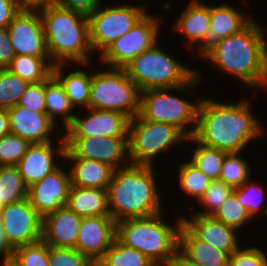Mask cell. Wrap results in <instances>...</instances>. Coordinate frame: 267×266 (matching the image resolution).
<instances>
[{
  "instance_id": "1",
  "label": "cell",
  "mask_w": 267,
  "mask_h": 266,
  "mask_svg": "<svg viewBox=\"0 0 267 266\" xmlns=\"http://www.w3.org/2000/svg\"><path fill=\"white\" fill-rule=\"evenodd\" d=\"M247 99L238 103L201 98L193 137L199 142L227 153L244 151L247 144L263 134Z\"/></svg>"
},
{
  "instance_id": "2",
  "label": "cell",
  "mask_w": 267,
  "mask_h": 266,
  "mask_svg": "<svg viewBox=\"0 0 267 266\" xmlns=\"http://www.w3.org/2000/svg\"><path fill=\"white\" fill-rule=\"evenodd\" d=\"M262 26L252 20L234 35L210 44L199 56L231 74L249 88L267 89V38Z\"/></svg>"
},
{
  "instance_id": "3",
  "label": "cell",
  "mask_w": 267,
  "mask_h": 266,
  "mask_svg": "<svg viewBox=\"0 0 267 266\" xmlns=\"http://www.w3.org/2000/svg\"><path fill=\"white\" fill-rule=\"evenodd\" d=\"M153 165L128 164L114 169L107 188L108 209L116 221L163 213Z\"/></svg>"
},
{
  "instance_id": "4",
  "label": "cell",
  "mask_w": 267,
  "mask_h": 266,
  "mask_svg": "<svg viewBox=\"0 0 267 266\" xmlns=\"http://www.w3.org/2000/svg\"><path fill=\"white\" fill-rule=\"evenodd\" d=\"M36 9L42 19L46 48L52 63L89 65L92 48L88 16L54 3Z\"/></svg>"
},
{
  "instance_id": "5",
  "label": "cell",
  "mask_w": 267,
  "mask_h": 266,
  "mask_svg": "<svg viewBox=\"0 0 267 266\" xmlns=\"http://www.w3.org/2000/svg\"><path fill=\"white\" fill-rule=\"evenodd\" d=\"M162 214L116 222V238L146 255L157 266H170L178 251L182 218L174 226L167 224Z\"/></svg>"
},
{
  "instance_id": "6",
  "label": "cell",
  "mask_w": 267,
  "mask_h": 266,
  "mask_svg": "<svg viewBox=\"0 0 267 266\" xmlns=\"http://www.w3.org/2000/svg\"><path fill=\"white\" fill-rule=\"evenodd\" d=\"M158 44L155 43L124 67L128 77L141 92L179 87L189 83L197 75L196 70L178 62Z\"/></svg>"
},
{
  "instance_id": "7",
  "label": "cell",
  "mask_w": 267,
  "mask_h": 266,
  "mask_svg": "<svg viewBox=\"0 0 267 266\" xmlns=\"http://www.w3.org/2000/svg\"><path fill=\"white\" fill-rule=\"evenodd\" d=\"M201 78L202 76L198 71L197 75L189 83L179 87L142 91L139 115L148 121L172 124L179 128L187 137L193 136L197 126L201 98L198 99L197 103L192 104V102L190 103L184 98L169 92L174 90L186 91L198 85L202 81ZM193 123L194 125H190ZM188 125L193 127L188 128Z\"/></svg>"
},
{
  "instance_id": "8",
  "label": "cell",
  "mask_w": 267,
  "mask_h": 266,
  "mask_svg": "<svg viewBox=\"0 0 267 266\" xmlns=\"http://www.w3.org/2000/svg\"><path fill=\"white\" fill-rule=\"evenodd\" d=\"M141 91L124 68L92 72L89 108L113 110L130 120L140 112Z\"/></svg>"
},
{
  "instance_id": "9",
  "label": "cell",
  "mask_w": 267,
  "mask_h": 266,
  "mask_svg": "<svg viewBox=\"0 0 267 266\" xmlns=\"http://www.w3.org/2000/svg\"><path fill=\"white\" fill-rule=\"evenodd\" d=\"M187 136L176 126L143 119L139 114L129 121L128 159L130 164L153 165V159Z\"/></svg>"
},
{
  "instance_id": "10",
  "label": "cell",
  "mask_w": 267,
  "mask_h": 266,
  "mask_svg": "<svg viewBox=\"0 0 267 266\" xmlns=\"http://www.w3.org/2000/svg\"><path fill=\"white\" fill-rule=\"evenodd\" d=\"M101 7L100 5L88 15L91 48L100 55L147 14L145 7L138 5Z\"/></svg>"
},
{
  "instance_id": "11",
  "label": "cell",
  "mask_w": 267,
  "mask_h": 266,
  "mask_svg": "<svg viewBox=\"0 0 267 266\" xmlns=\"http://www.w3.org/2000/svg\"><path fill=\"white\" fill-rule=\"evenodd\" d=\"M149 12L125 35L114 41L99 56L109 68H124L158 42L160 18Z\"/></svg>"
},
{
  "instance_id": "12",
  "label": "cell",
  "mask_w": 267,
  "mask_h": 266,
  "mask_svg": "<svg viewBox=\"0 0 267 266\" xmlns=\"http://www.w3.org/2000/svg\"><path fill=\"white\" fill-rule=\"evenodd\" d=\"M0 222L14 249L43 238V217L27 198L4 205L0 209Z\"/></svg>"
},
{
  "instance_id": "13",
  "label": "cell",
  "mask_w": 267,
  "mask_h": 266,
  "mask_svg": "<svg viewBox=\"0 0 267 266\" xmlns=\"http://www.w3.org/2000/svg\"><path fill=\"white\" fill-rule=\"evenodd\" d=\"M64 157H80L109 164L114 169L129 164L128 137H64Z\"/></svg>"
},
{
  "instance_id": "14",
  "label": "cell",
  "mask_w": 267,
  "mask_h": 266,
  "mask_svg": "<svg viewBox=\"0 0 267 266\" xmlns=\"http://www.w3.org/2000/svg\"><path fill=\"white\" fill-rule=\"evenodd\" d=\"M7 30L16 55L49 57L42 19L36 8H22Z\"/></svg>"
},
{
  "instance_id": "15",
  "label": "cell",
  "mask_w": 267,
  "mask_h": 266,
  "mask_svg": "<svg viewBox=\"0 0 267 266\" xmlns=\"http://www.w3.org/2000/svg\"><path fill=\"white\" fill-rule=\"evenodd\" d=\"M88 115L74 116L64 137H128L130 119L117 111L87 108Z\"/></svg>"
},
{
  "instance_id": "16",
  "label": "cell",
  "mask_w": 267,
  "mask_h": 266,
  "mask_svg": "<svg viewBox=\"0 0 267 266\" xmlns=\"http://www.w3.org/2000/svg\"><path fill=\"white\" fill-rule=\"evenodd\" d=\"M71 187L70 173L60 166L32 184L27 190V199L34 209L44 217L46 214L66 206Z\"/></svg>"
},
{
  "instance_id": "17",
  "label": "cell",
  "mask_w": 267,
  "mask_h": 266,
  "mask_svg": "<svg viewBox=\"0 0 267 266\" xmlns=\"http://www.w3.org/2000/svg\"><path fill=\"white\" fill-rule=\"evenodd\" d=\"M116 238V221L110 215L83 217L76 249L97 263Z\"/></svg>"
},
{
  "instance_id": "18",
  "label": "cell",
  "mask_w": 267,
  "mask_h": 266,
  "mask_svg": "<svg viewBox=\"0 0 267 266\" xmlns=\"http://www.w3.org/2000/svg\"><path fill=\"white\" fill-rule=\"evenodd\" d=\"M53 142L31 144L26 154L18 162L17 167L27 187L39 182L45 176L56 170L60 165L55 158L64 159L66 144L64 135L59 146L55 148ZM55 148V149H54Z\"/></svg>"
},
{
  "instance_id": "19",
  "label": "cell",
  "mask_w": 267,
  "mask_h": 266,
  "mask_svg": "<svg viewBox=\"0 0 267 266\" xmlns=\"http://www.w3.org/2000/svg\"><path fill=\"white\" fill-rule=\"evenodd\" d=\"M10 133L27 140L30 144H41L52 141L56 124L46 112H35L21 105L7 109Z\"/></svg>"
},
{
  "instance_id": "20",
  "label": "cell",
  "mask_w": 267,
  "mask_h": 266,
  "mask_svg": "<svg viewBox=\"0 0 267 266\" xmlns=\"http://www.w3.org/2000/svg\"><path fill=\"white\" fill-rule=\"evenodd\" d=\"M82 222L76 212L67 206L43 217V240L56 248H76L78 232Z\"/></svg>"
},
{
  "instance_id": "21",
  "label": "cell",
  "mask_w": 267,
  "mask_h": 266,
  "mask_svg": "<svg viewBox=\"0 0 267 266\" xmlns=\"http://www.w3.org/2000/svg\"><path fill=\"white\" fill-rule=\"evenodd\" d=\"M182 223L201 241L226 251L229 255L239 246L238 231L213 216L193 215ZM236 232V233H235Z\"/></svg>"
},
{
  "instance_id": "22",
  "label": "cell",
  "mask_w": 267,
  "mask_h": 266,
  "mask_svg": "<svg viewBox=\"0 0 267 266\" xmlns=\"http://www.w3.org/2000/svg\"><path fill=\"white\" fill-rule=\"evenodd\" d=\"M201 0H191L186 9L179 15L173 25L178 34L185 36L189 43L188 47L197 44L198 56L208 47V35L210 27V6L200 2Z\"/></svg>"
},
{
  "instance_id": "23",
  "label": "cell",
  "mask_w": 267,
  "mask_h": 266,
  "mask_svg": "<svg viewBox=\"0 0 267 266\" xmlns=\"http://www.w3.org/2000/svg\"><path fill=\"white\" fill-rule=\"evenodd\" d=\"M70 161L72 186L107 189L113 177L114 168L109 164L80 157H64Z\"/></svg>"
},
{
  "instance_id": "24",
  "label": "cell",
  "mask_w": 267,
  "mask_h": 266,
  "mask_svg": "<svg viewBox=\"0 0 267 266\" xmlns=\"http://www.w3.org/2000/svg\"><path fill=\"white\" fill-rule=\"evenodd\" d=\"M178 249L191 261L204 266H228L229 254L199 240L183 223Z\"/></svg>"
},
{
  "instance_id": "25",
  "label": "cell",
  "mask_w": 267,
  "mask_h": 266,
  "mask_svg": "<svg viewBox=\"0 0 267 266\" xmlns=\"http://www.w3.org/2000/svg\"><path fill=\"white\" fill-rule=\"evenodd\" d=\"M253 18L242 14L238 9L230 5L220 4L210 6V27L208 46L213 42L237 34L244 29Z\"/></svg>"
},
{
  "instance_id": "26",
  "label": "cell",
  "mask_w": 267,
  "mask_h": 266,
  "mask_svg": "<svg viewBox=\"0 0 267 266\" xmlns=\"http://www.w3.org/2000/svg\"><path fill=\"white\" fill-rule=\"evenodd\" d=\"M66 206L82 218L110 215L107 189L71 185Z\"/></svg>"
},
{
  "instance_id": "27",
  "label": "cell",
  "mask_w": 267,
  "mask_h": 266,
  "mask_svg": "<svg viewBox=\"0 0 267 266\" xmlns=\"http://www.w3.org/2000/svg\"><path fill=\"white\" fill-rule=\"evenodd\" d=\"M67 64H56L53 67V76L61 83L65 93L67 94L70 104L76 108V106L89 108L90 100V86L92 73L78 70L65 73L64 67Z\"/></svg>"
},
{
  "instance_id": "28",
  "label": "cell",
  "mask_w": 267,
  "mask_h": 266,
  "mask_svg": "<svg viewBox=\"0 0 267 266\" xmlns=\"http://www.w3.org/2000/svg\"><path fill=\"white\" fill-rule=\"evenodd\" d=\"M44 100L49 118L57 125L56 117H62L63 127L66 129L74 119L75 113H72L74 107L70 104L63 86L53 75L45 81Z\"/></svg>"
},
{
  "instance_id": "29",
  "label": "cell",
  "mask_w": 267,
  "mask_h": 266,
  "mask_svg": "<svg viewBox=\"0 0 267 266\" xmlns=\"http://www.w3.org/2000/svg\"><path fill=\"white\" fill-rule=\"evenodd\" d=\"M53 67L50 57L16 55L6 69L28 83H38L53 75Z\"/></svg>"
},
{
  "instance_id": "30",
  "label": "cell",
  "mask_w": 267,
  "mask_h": 266,
  "mask_svg": "<svg viewBox=\"0 0 267 266\" xmlns=\"http://www.w3.org/2000/svg\"><path fill=\"white\" fill-rule=\"evenodd\" d=\"M186 142L196 144L190 162L211 180H218L227 152L204 145L193 136L188 137Z\"/></svg>"
},
{
  "instance_id": "31",
  "label": "cell",
  "mask_w": 267,
  "mask_h": 266,
  "mask_svg": "<svg viewBox=\"0 0 267 266\" xmlns=\"http://www.w3.org/2000/svg\"><path fill=\"white\" fill-rule=\"evenodd\" d=\"M95 266H157L135 248L128 247L117 238Z\"/></svg>"
},
{
  "instance_id": "32",
  "label": "cell",
  "mask_w": 267,
  "mask_h": 266,
  "mask_svg": "<svg viewBox=\"0 0 267 266\" xmlns=\"http://www.w3.org/2000/svg\"><path fill=\"white\" fill-rule=\"evenodd\" d=\"M27 190L17 165L0 166V202L3 206L26 199Z\"/></svg>"
},
{
  "instance_id": "33",
  "label": "cell",
  "mask_w": 267,
  "mask_h": 266,
  "mask_svg": "<svg viewBox=\"0 0 267 266\" xmlns=\"http://www.w3.org/2000/svg\"><path fill=\"white\" fill-rule=\"evenodd\" d=\"M178 182L180 189L187 195L194 196L198 202L207 188L210 186L211 179L208 178L190 161L178 164Z\"/></svg>"
},
{
  "instance_id": "34",
  "label": "cell",
  "mask_w": 267,
  "mask_h": 266,
  "mask_svg": "<svg viewBox=\"0 0 267 266\" xmlns=\"http://www.w3.org/2000/svg\"><path fill=\"white\" fill-rule=\"evenodd\" d=\"M250 164L239 153H227L222 165L220 180L233 189L251 179Z\"/></svg>"
},
{
  "instance_id": "35",
  "label": "cell",
  "mask_w": 267,
  "mask_h": 266,
  "mask_svg": "<svg viewBox=\"0 0 267 266\" xmlns=\"http://www.w3.org/2000/svg\"><path fill=\"white\" fill-rule=\"evenodd\" d=\"M29 84L8 69H0V109L17 105Z\"/></svg>"
},
{
  "instance_id": "36",
  "label": "cell",
  "mask_w": 267,
  "mask_h": 266,
  "mask_svg": "<svg viewBox=\"0 0 267 266\" xmlns=\"http://www.w3.org/2000/svg\"><path fill=\"white\" fill-rule=\"evenodd\" d=\"M213 217L237 231L242 228L247 221L253 219L245 207L239 203L238 197L234 192L230 193Z\"/></svg>"
},
{
  "instance_id": "37",
  "label": "cell",
  "mask_w": 267,
  "mask_h": 266,
  "mask_svg": "<svg viewBox=\"0 0 267 266\" xmlns=\"http://www.w3.org/2000/svg\"><path fill=\"white\" fill-rule=\"evenodd\" d=\"M233 188L222 180H212L203 196L198 201L203 211L193 213L194 215L213 216L222 203L227 199Z\"/></svg>"
},
{
  "instance_id": "38",
  "label": "cell",
  "mask_w": 267,
  "mask_h": 266,
  "mask_svg": "<svg viewBox=\"0 0 267 266\" xmlns=\"http://www.w3.org/2000/svg\"><path fill=\"white\" fill-rule=\"evenodd\" d=\"M13 257L21 266H49L48 244L42 239L15 248Z\"/></svg>"
},
{
  "instance_id": "39",
  "label": "cell",
  "mask_w": 267,
  "mask_h": 266,
  "mask_svg": "<svg viewBox=\"0 0 267 266\" xmlns=\"http://www.w3.org/2000/svg\"><path fill=\"white\" fill-rule=\"evenodd\" d=\"M31 144L16 134L8 133L0 139V166L17 165Z\"/></svg>"
},
{
  "instance_id": "40",
  "label": "cell",
  "mask_w": 267,
  "mask_h": 266,
  "mask_svg": "<svg viewBox=\"0 0 267 266\" xmlns=\"http://www.w3.org/2000/svg\"><path fill=\"white\" fill-rule=\"evenodd\" d=\"M233 192L238 197L239 203L245 207L248 213L253 218L264 207L262 202L264 201L263 187H260L256 183L247 180L242 186L234 188Z\"/></svg>"
},
{
  "instance_id": "41",
  "label": "cell",
  "mask_w": 267,
  "mask_h": 266,
  "mask_svg": "<svg viewBox=\"0 0 267 266\" xmlns=\"http://www.w3.org/2000/svg\"><path fill=\"white\" fill-rule=\"evenodd\" d=\"M49 266H95L76 248H56L48 245Z\"/></svg>"
},
{
  "instance_id": "42",
  "label": "cell",
  "mask_w": 267,
  "mask_h": 266,
  "mask_svg": "<svg viewBox=\"0 0 267 266\" xmlns=\"http://www.w3.org/2000/svg\"><path fill=\"white\" fill-rule=\"evenodd\" d=\"M238 247L229 255L228 266H267V254L258 247Z\"/></svg>"
},
{
  "instance_id": "43",
  "label": "cell",
  "mask_w": 267,
  "mask_h": 266,
  "mask_svg": "<svg viewBox=\"0 0 267 266\" xmlns=\"http://www.w3.org/2000/svg\"><path fill=\"white\" fill-rule=\"evenodd\" d=\"M45 81L30 83L22 94L18 105L35 112H46Z\"/></svg>"
},
{
  "instance_id": "44",
  "label": "cell",
  "mask_w": 267,
  "mask_h": 266,
  "mask_svg": "<svg viewBox=\"0 0 267 266\" xmlns=\"http://www.w3.org/2000/svg\"><path fill=\"white\" fill-rule=\"evenodd\" d=\"M101 2V0H54L56 6L78 11L87 16L97 9Z\"/></svg>"
},
{
  "instance_id": "45",
  "label": "cell",
  "mask_w": 267,
  "mask_h": 266,
  "mask_svg": "<svg viewBox=\"0 0 267 266\" xmlns=\"http://www.w3.org/2000/svg\"><path fill=\"white\" fill-rule=\"evenodd\" d=\"M15 56L9 31L7 28L0 29V69L7 68Z\"/></svg>"
},
{
  "instance_id": "46",
  "label": "cell",
  "mask_w": 267,
  "mask_h": 266,
  "mask_svg": "<svg viewBox=\"0 0 267 266\" xmlns=\"http://www.w3.org/2000/svg\"><path fill=\"white\" fill-rule=\"evenodd\" d=\"M22 8L18 0H0V29L7 28Z\"/></svg>"
},
{
  "instance_id": "47",
  "label": "cell",
  "mask_w": 267,
  "mask_h": 266,
  "mask_svg": "<svg viewBox=\"0 0 267 266\" xmlns=\"http://www.w3.org/2000/svg\"><path fill=\"white\" fill-rule=\"evenodd\" d=\"M14 248L11 246L10 242L8 241L4 229L0 222V256L2 255L4 258H11L14 254Z\"/></svg>"
},
{
  "instance_id": "48",
  "label": "cell",
  "mask_w": 267,
  "mask_h": 266,
  "mask_svg": "<svg viewBox=\"0 0 267 266\" xmlns=\"http://www.w3.org/2000/svg\"><path fill=\"white\" fill-rule=\"evenodd\" d=\"M170 266H204L189 260L179 249Z\"/></svg>"
},
{
  "instance_id": "49",
  "label": "cell",
  "mask_w": 267,
  "mask_h": 266,
  "mask_svg": "<svg viewBox=\"0 0 267 266\" xmlns=\"http://www.w3.org/2000/svg\"><path fill=\"white\" fill-rule=\"evenodd\" d=\"M10 133L9 115L7 109H0V139Z\"/></svg>"
},
{
  "instance_id": "50",
  "label": "cell",
  "mask_w": 267,
  "mask_h": 266,
  "mask_svg": "<svg viewBox=\"0 0 267 266\" xmlns=\"http://www.w3.org/2000/svg\"><path fill=\"white\" fill-rule=\"evenodd\" d=\"M23 8H37L46 4H53L54 0H18Z\"/></svg>"
},
{
  "instance_id": "51",
  "label": "cell",
  "mask_w": 267,
  "mask_h": 266,
  "mask_svg": "<svg viewBox=\"0 0 267 266\" xmlns=\"http://www.w3.org/2000/svg\"><path fill=\"white\" fill-rule=\"evenodd\" d=\"M1 263L2 266H21L14 257L4 258Z\"/></svg>"
},
{
  "instance_id": "52",
  "label": "cell",
  "mask_w": 267,
  "mask_h": 266,
  "mask_svg": "<svg viewBox=\"0 0 267 266\" xmlns=\"http://www.w3.org/2000/svg\"><path fill=\"white\" fill-rule=\"evenodd\" d=\"M264 213L266 214L267 216V206L263 209Z\"/></svg>"
}]
</instances>
